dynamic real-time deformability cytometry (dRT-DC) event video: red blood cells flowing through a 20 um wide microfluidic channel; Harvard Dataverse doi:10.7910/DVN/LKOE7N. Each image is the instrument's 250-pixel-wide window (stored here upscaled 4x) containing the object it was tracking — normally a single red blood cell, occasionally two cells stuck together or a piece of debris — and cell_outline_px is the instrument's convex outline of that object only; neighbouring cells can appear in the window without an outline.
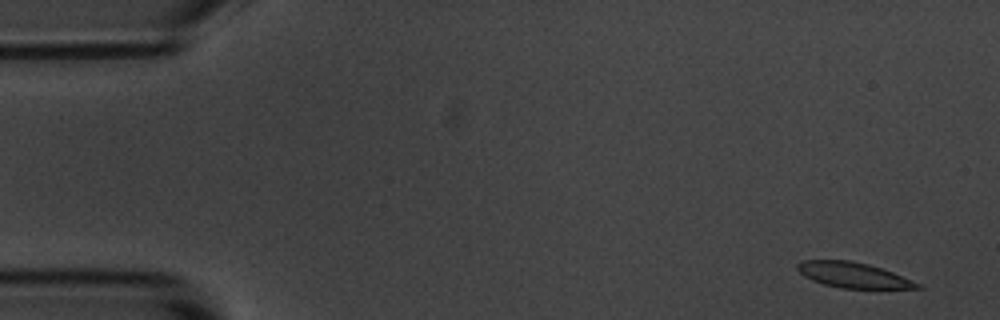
{"species": "common noctule bat (a hibernating species)", "species_latin": "Nyctalus noctula", "temperature_condition": "room temperature", "stored_images_in_passage": 7, "camera_frame_rate_fps": 3000, "um_per_image_px": 0.085, "animal": {"sex": "male", "body_mass_g": 20.1, "forearm_length_mm": 53.5}, "frame": {"image": 1, "passage_image": 1, "time_ms": 0.0, "image_size_px": [1000, 320], "cell_outline_px": [[924, 288], [840, 288], [824, 284], [812, 280], [804, 276], [796, 268], [796, 264], [804, 260], [852, 260], [868, 264], [892, 272], [924, 284]], "centroid_in_image_um": [72.54, 23.38], "position_along_channel_um": 12.5, "area_um2": 17.74}}
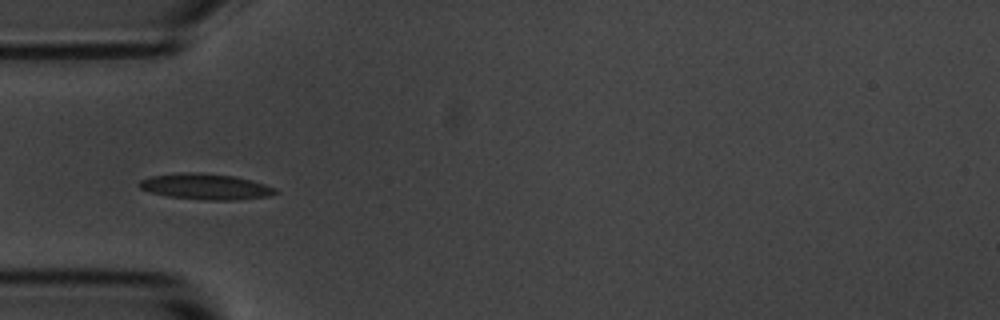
{"frame": {"image": 2, "passage_image": 5, "time_ms": 4.667, "image_size_px": [1000, 320], "cell_outline_px": [[280, 192], [272, 196], [236, 200], [208, 200], [168, 196], [152, 192], [140, 188], [136, 184], [140, 180], [152, 176], [184, 172], [196, 172], [232, 176], [252, 180], [276, 188]], "centroid_in_image_um": [17.52, 15.86], "position_along_channel_um": 67.5, "area_um2": 20.46}}
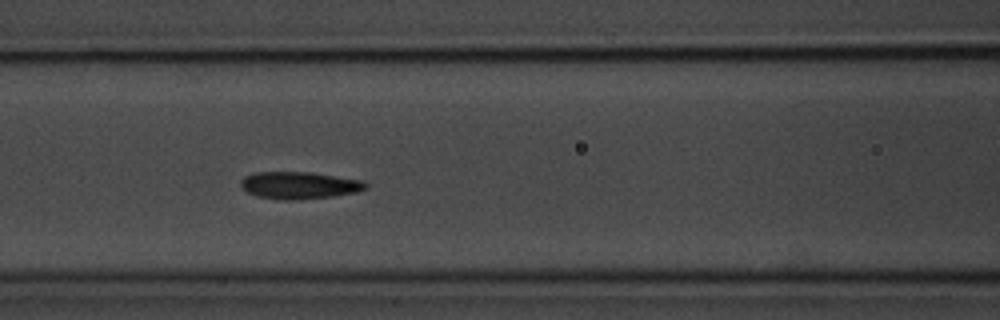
{"frame": {"image": 3, "passage_image": 7, "time_ms": 6.667, "image_size_px": [1000, 320], "cell_outline_px": [[368, 188], [356, 192], [332, 196], [296, 200], [280, 200], [256, 196], [240, 188], [240, 180], [244, 176], [252, 172], [312, 172], [364, 180], [368, 184]], "centroid_in_image_um": [25.42, 15.74], "position_along_channel_um": 141.2, "area_um2": 20.11}}